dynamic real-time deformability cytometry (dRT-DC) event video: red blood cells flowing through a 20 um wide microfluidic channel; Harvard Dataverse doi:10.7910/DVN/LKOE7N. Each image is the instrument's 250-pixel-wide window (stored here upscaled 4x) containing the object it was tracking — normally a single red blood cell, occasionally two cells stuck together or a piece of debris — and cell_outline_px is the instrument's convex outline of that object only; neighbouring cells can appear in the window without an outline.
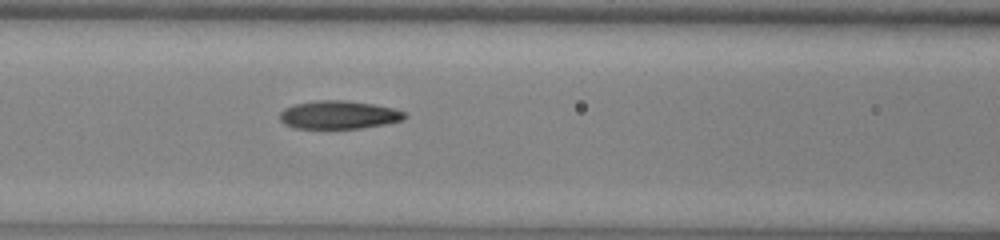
{"species": "common noctule bat (a hibernating species)", "species_latin": "Nyctalus noctula", "temperature_condition": "warm", "stored_images_in_passage": 27, "camera_frame_rate_fps": 3000, "um_per_image_px": 0.085, "animal": {"sex": "male", "body_mass_g": 13.0, "forearm_length_mm": 53.1}, "frame": {"image": 1, "passage_image": 7, "time_ms": 2.0, "image_size_px": [1000, 240], "cell_outline_px": [[408, 116], [404, 120], [384, 124], [360, 128], [292, 128], [284, 124], [280, 120], [280, 112], [284, 108], [296, 104], [316, 100], [344, 100], [372, 104], [392, 108], [404, 112]], "centroid_in_image_um": [28.78, 9.76], "position_along_channel_um": 137.8, "area_um2": 20.46}}
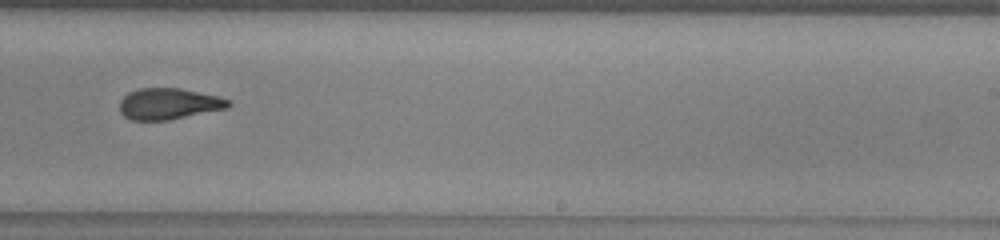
{"frame": {"image": 2, "passage_image": 17, "time_ms": 5.333, "image_size_px": [1000, 240], "cell_outline_px": [[232, 104], [228, 108], [168, 120], [132, 120], [124, 116], [120, 112], [120, 100], [128, 92], [140, 88], [180, 88], [220, 96], [232, 100]], "centroid_in_image_um": [14.38, 8.81], "position_along_channel_um": 274.6, "area_um2": 19.94}}
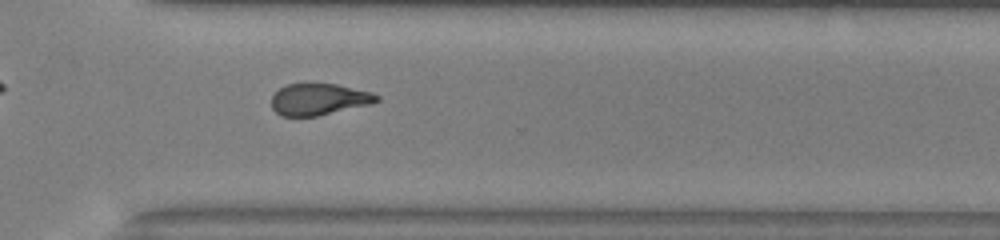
{"frame": {"image": 3, "passage_image": 22, "time_ms": 7.0, "image_size_px": [1000, 240], "cell_outline_px": [[380, 100], [372, 104], [316, 116], [280, 116], [272, 108], [272, 96], [280, 88], [288, 84], [308, 80], [336, 84], [372, 92], [380, 96]], "centroid_in_image_um": [27.11, 8.4], "position_along_channel_um": 343.5, "area_um2": 20.0}}